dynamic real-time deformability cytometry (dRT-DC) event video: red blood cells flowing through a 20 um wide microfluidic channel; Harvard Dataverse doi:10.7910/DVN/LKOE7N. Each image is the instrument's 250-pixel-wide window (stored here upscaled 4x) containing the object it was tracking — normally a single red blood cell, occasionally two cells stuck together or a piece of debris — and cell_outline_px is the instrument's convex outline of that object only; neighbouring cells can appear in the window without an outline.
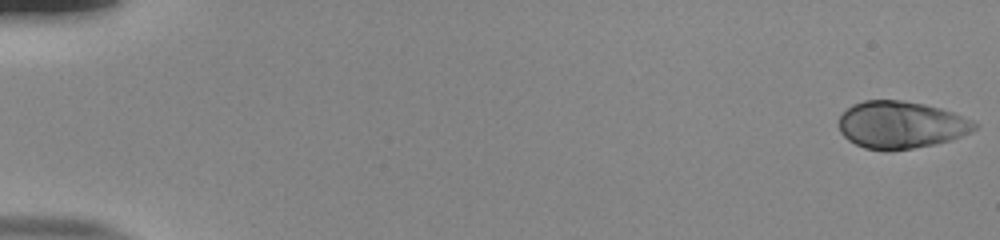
{"species": "human", "species_latin": "Homo sapiens", "temperature_condition": "room temperature", "stored_images_in_passage": 54, "camera_frame_rate_fps": 3000, "um_per_image_px": 0.085, "donor": {"sex": "male"}, "frame": {"image": 1, "passage_image": 1, "time_ms": 0.0, "image_size_px": [1000, 240], "cell_outline_px": [[980, 124], [972, 132], [952, 140], [936, 144], [888, 152], [884, 152], [864, 148], [848, 140], [840, 132], [840, 116], [852, 104], [864, 100], [900, 100], [924, 104], [940, 108], [952, 112], [972, 120]], "centroid_in_image_um": [76.6, 10.63], "position_along_channel_um": 8.4, "area_um2": 37.69}}
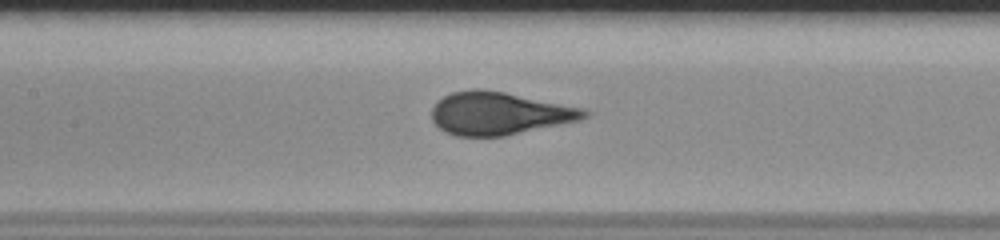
{"frame": {"image": 2, "passage_image": 27, "time_ms": 8.667, "image_size_px": [1000, 240], "cell_outline_px": [[592, 116], [580, 120], [504, 136], [456, 136], [444, 132], [432, 120], [432, 108], [444, 96], [452, 92], [476, 88], [480, 88], [504, 92], [584, 108]], "centroid_in_image_um": [42.45, 9.64], "position_along_channel_um": 165.0, "area_um2": 37.92}}
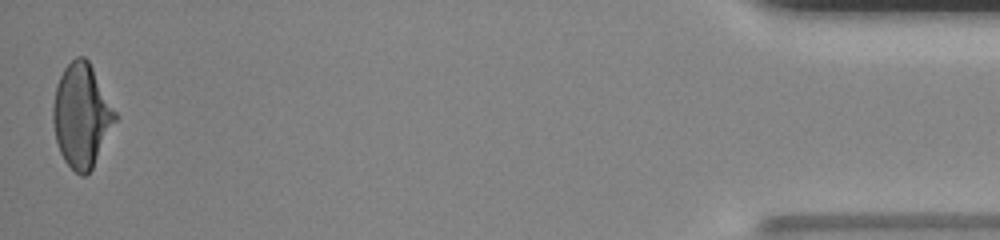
{"frame": {"image": 3, "passage_image": 54, "time_ms": 17.667, "image_size_px": [1000, 240], "cell_outline_px": [[120, 116], [92, 168], [84, 176], [80, 176], [64, 160], [60, 152], [56, 140], [52, 120], [52, 108], [56, 84], [64, 68], [76, 56], [84, 56], [88, 60]], "centroid_in_image_um": [6.96, 9.81], "position_along_channel_um": 428.2, "area_um2": 37.86}}